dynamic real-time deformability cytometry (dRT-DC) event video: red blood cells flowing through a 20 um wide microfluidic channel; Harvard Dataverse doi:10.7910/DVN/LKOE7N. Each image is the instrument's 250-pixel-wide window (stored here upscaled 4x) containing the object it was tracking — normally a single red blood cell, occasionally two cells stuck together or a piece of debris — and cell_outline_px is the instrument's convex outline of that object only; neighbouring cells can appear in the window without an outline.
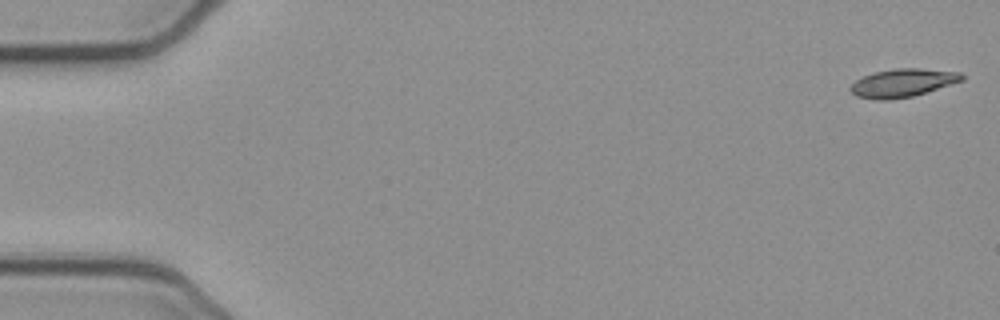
{"species": "common noctule bat (a hibernating species)", "species_latin": "Nyctalus noctula", "temperature_condition": "cold", "stored_images_in_passage": 52, "camera_frame_rate_fps": 3000, "um_per_image_px": 0.085, "animal": {"sex": "female", "body_mass_g": 21.9}, "frame": {"image": 1, "passage_image": 1, "time_ms": 0.0, "image_size_px": [1000, 320], "cell_outline_px": [[964, 80], [912, 96], [888, 100], [876, 100], [856, 96], [848, 88], [856, 80], [872, 72], [896, 68], [920, 68], [960, 72], [964, 76]], "centroid_in_image_um": [76.7, 7.04], "position_along_channel_um": 8.3, "area_um2": 18.26}}
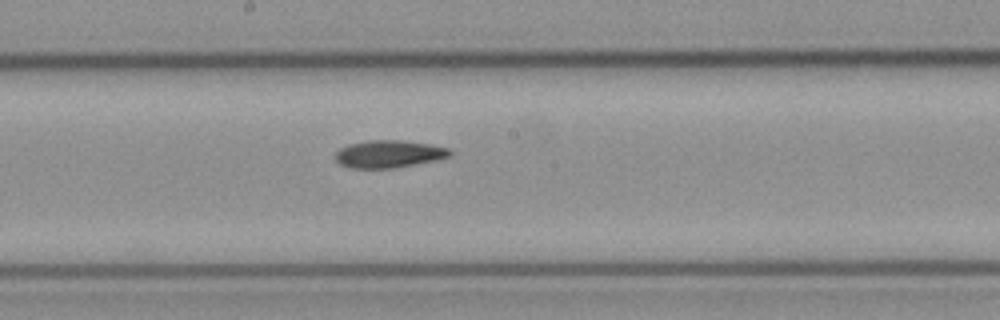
{"frame": {"image": 2, "passage_image": 28, "time_ms": 9.0, "image_size_px": [1000, 320], "cell_outline_px": [[452, 156], [436, 160], [396, 168], [348, 168], [340, 164], [336, 160], [336, 152], [340, 148], [348, 144], [368, 140], [400, 140], [428, 144], [448, 148], [452, 152]], "centroid_in_image_um": [33.05, 13.09], "position_along_channel_um": 215.2, "area_um2": 18.38}}
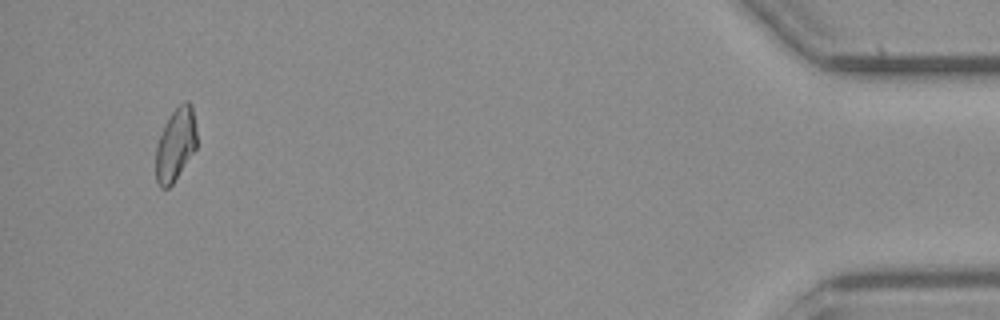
{"frame": {"image": 3, "passage_image": 50, "time_ms": 16.333, "image_size_px": [1000, 320], "cell_outline_px": [[196, 148], [172, 184], [168, 188], [160, 188], [156, 180], [156, 144], [164, 124], [172, 112], [184, 100], [188, 100], [192, 104], [196, 128]], "centroid_in_image_um": [14.92, 12.26], "position_along_channel_um": 420.3, "area_um2": 17.4}, "authors_computed_cell_mechanics": {"area_um2": 18.3804, "velocity_mm_per_s": 3.8913, "shape_relaxation_time_tau1_ms": 5.7251, "shape_relaxation_time_tau2_ms": null, "deformation_change_tau1": 0.1456, "deformation_change_tau2": null}}